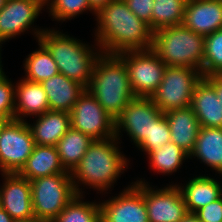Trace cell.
Listing matches in <instances>:
<instances>
[{
    "instance_id": "obj_9",
    "label": "cell",
    "mask_w": 222,
    "mask_h": 222,
    "mask_svg": "<svg viewBox=\"0 0 222 222\" xmlns=\"http://www.w3.org/2000/svg\"><path fill=\"white\" fill-rule=\"evenodd\" d=\"M35 142L26 119L9 120L0 133V170L18 173L32 154Z\"/></svg>"
},
{
    "instance_id": "obj_22",
    "label": "cell",
    "mask_w": 222,
    "mask_h": 222,
    "mask_svg": "<svg viewBox=\"0 0 222 222\" xmlns=\"http://www.w3.org/2000/svg\"><path fill=\"white\" fill-rule=\"evenodd\" d=\"M59 173H70L61 163L56 146L35 145L18 174L29 181Z\"/></svg>"
},
{
    "instance_id": "obj_41",
    "label": "cell",
    "mask_w": 222,
    "mask_h": 222,
    "mask_svg": "<svg viewBox=\"0 0 222 222\" xmlns=\"http://www.w3.org/2000/svg\"><path fill=\"white\" fill-rule=\"evenodd\" d=\"M9 120L6 119H0V133L4 127V125L8 122Z\"/></svg>"
},
{
    "instance_id": "obj_7",
    "label": "cell",
    "mask_w": 222,
    "mask_h": 222,
    "mask_svg": "<svg viewBox=\"0 0 222 222\" xmlns=\"http://www.w3.org/2000/svg\"><path fill=\"white\" fill-rule=\"evenodd\" d=\"M202 78L199 70L166 66L163 79L151 99L163 113L188 108L194 89Z\"/></svg>"
},
{
    "instance_id": "obj_11",
    "label": "cell",
    "mask_w": 222,
    "mask_h": 222,
    "mask_svg": "<svg viewBox=\"0 0 222 222\" xmlns=\"http://www.w3.org/2000/svg\"><path fill=\"white\" fill-rule=\"evenodd\" d=\"M163 114L151 98L135 97L115 120V137L120 140V133L125 131L138 147L150 135L153 123Z\"/></svg>"
},
{
    "instance_id": "obj_25",
    "label": "cell",
    "mask_w": 222,
    "mask_h": 222,
    "mask_svg": "<svg viewBox=\"0 0 222 222\" xmlns=\"http://www.w3.org/2000/svg\"><path fill=\"white\" fill-rule=\"evenodd\" d=\"M94 140L81 131L70 128L56 145L64 168L71 172Z\"/></svg>"
},
{
    "instance_id": "obj_40",
    "label": "cell",
    "mask_w": 222,
    "mask_h": 222,
    "mask_svg": "<svg viewBox=\"0 0 222 222\" xmlns=\"http://www.w3.org/2000/svg\"><path fill=\"white\" fill-rule=\"evenodd\" d=\"M1 47L2 46H0V50H1ZM1 63H2V60H1V51H0V77L5 74L4 71H3V68H2L3 65Z\"/></svg>"
},
{
    "instance_id": "obj_39",
    "label": "cell",
    "mask_w": 222,
    "mask_h": 222,
    "mask_svg": "<svg viewBox=\"0 0 222 222\" xmlns=\"http://www.w3.org/2000/svg\"><path fill=\"white\" fill-rule=\"evenodd\" d=\"M0 222H16V221L0 206Z\"/></svg>"
},
{
    "instance_id": "obj_30",
    "label": "cell",
    "mask_w": 222,
    "mask_h": 222,
    "mask_svg": "<svg viewBox=\"0 0 222 222\" xmlns=\"http://www.w3.org/2000/svg\"><path fill=\"white\" fill-rule=\"evenodd\" d=\"M222 74V30L205 37L202 76Z\"/></svg>"
},
{
    "instance_id": "obj_26",
    "label": "cell",
    "mask_w": 222,
    "mask_h": 222,
    "mask_svg": "<svg viewBox=\"0 0 222 222\" xmlns=\"http://www.w3.org/2000/svg\"><path fill=\"white\" fill-rule=\"evenodd\" d=\"M147 157L152 170L172 174L181 167L183 160L190 158V154L171 141L151 151Z\"/></svg>"
},
{
    "instance_id": "obj_15",
    "label": "cell",
    "mask_w": 222,
    "mask_h": 222,
    "mask_svg": "<svg viewBox=\"0 0 222 222\" xmlns=\"http://www.w3.org/2000/svg\"><path fill=\"white\" fill-rule=\"evenodd\" d=\"M0 206L17 222L34 219L30 181L18 173H2Z\"/></svg>"
},
{
    "instance_id": "obj_18",
    "label": "cell",
    "mask_w": 222,
    "mask_h": 222,
    "mask_svg": "<svg viewBox=\"0 0 222 222\" xmlns=\"http://www.w3.org/2000/svg\"><path fill=\"white\" fill-rule=\"evenodd\" d=\"M51 111L70 112L87 89L82 84L57 74L41 82Z\"/></svg>"
},
{
    "instance_id": "obj_28",
    "label": "cell",
    "mask_w": 222,
    "mask_h": 222,
    "mask_svg": "<svg viewBox=\"0 0 222 222\" xmlns=\"http://www.w3.org/2000/svg\"><path fill=\"white\" fill-rule=\"evenodd\" d=\"M187 0H154L151 23L153 32L169 27L181 25Z\"/></svg>"
},
{
    "instance_id": "obj_1",
    "label": "cell",
    "mask_w": 222,
    "mask_h": 222,
    "mask_svg": "<svg viewBox=\"0 0 222 222\" xmlns=\"http://www.w3.org/2000/svg\"><path fill=\"white\" fill-rule=\"evenodd\" d=\"M94 39L102 53L119 54L152 48L153 31L124 0H112L96 13Z\"/></svg>"
},
{
    "instance_id": "obj_19",
    "label": "cell",
    "mask_w": 222,
    "mask_h": 222,
    "mask_svg": "<svg viewBox=\"0 0 222 222\" xmlns=\"http://www.w3.org/2000/svg\"><path fill=\"white\" fill-rule=\"evenodd\" d=\"M164 115L170 128L171 141L190 154L201 128L194 111L188 107L170 110Z\"/></svg>"
},
{
    "instance_id": "obj_33",
    "label": "cell",
    "mask_w": 222,
    "mask_h": 222,
    "mask_svg": "<svg viewBox=\"0 0 222 222\" xmlns=\"http://www.w3.org/2000/svg\"><path fill=\"white\" fill-rule=\"evenodd\" d=\"M0 119H15V86L5 74L0 77Z\"/></svg>"
},
{
    "instance_id": "obj_38",
    "label": "cell",
    "mask_w": 222,
    "mask_h": 222,
    "mask_svg": "<svg viewBox=\"0 0 222 222\" xmlns=\"http://www.w3.org/2000/svg\"><path fill=\"white\" fill-rule=\"evenodd\" d=\"M179 222H201L197 215L192 212H188Z\"/></svg>"
},
{
    "instance_id": "obj_10",
    "label": "cell",
    "mask_w": 222,
    "mask_h": 222,
    "mask_svg": "<svg viewBox=\"0 0 222 222\" xmlns=\"http://www.w3.org/2000/svg\"><path fill=\"white\" fill-rule=\"evenodd\" d=\"M69 114L71 128L81 131L93 140L115 137V120L88 89L80 96Z\"/></svg>"
},
{
    "instance_id": "obj_3",
    "label": "cell",
    "mask_w": 222,
    "mask_h": 222,
    "mask_svg": "<svg viewBox=\"0 0 222 222\" xmlns=\"http://www.w3.org/2000/svg\"><path fill=\"white\" fill-rule=\"evenodd\" d=\"M33 34L51 54L60 74L86 88L90 86L94 66L102 53L99 47L95 50L94 46L54 29L35 28Z\"/></svg>"
},
{
    "instance_id": "obj_13",
    "label": "cell",
    "mask_w": 222,
    "mask_h": 222,
    "mask_svg": "<svg viewBox=\"0 0 222 222\" xmlns=\"http://www.w3.org/2000/svg\"><path fill=\"white\" fill-rule=\"evenodd\" d=\"M101 216L107 222H149L143 197V182H134L118 196L99 203Z\"/></svg>"
},
{
    "instance_id": "obj_23",
    "label": "cell",
    "mask_w": 222,
    "mask_h": 222,
    "mask_svg": "<svg viewBox=\"0 0 222 222\" xmlns=\"http://www.w3.org/2000/svg\"><path fill=\"white\" fill-rule=\"evenodd\" d=\"M188 212L195 213L205 205L222 196V186L209 176H197L189 179L184 186H179Z\"/></svg>"
},
{
    "instance_id": "obj_34",
    "label": "cell",
    "mask_w": 222,
    "mask_h": 222,
    "mask_svg": "<svg viewBox=\"0 0 222 222\" xmlns=\"http://www.w3.org/2000/svg\"><path fill=\"white\" fill-rule=\"evenodd\" d=\"M201 222H222V196L195 212Z\"/></svg>"
},
{
    "instance_id": "obj_44",
    "label": "cell",
    "mask_w": 222,
    "mask_h": 222,
    "mask_svg": "<svg viewBox=\"0 0 222 222\" xmlns=\"http://www.w3.org/2000/svg\"><path fill=\"white\" fill-rule=\"evenodd\" d=\"M98 222H107L102 216H100Z\"/></svg>"
},
{
    "instance_id": "obj_16",
    "label": "cell",
    "mask_w": 222,
    "mask_h": 222,
    "mask_svg": "<svg viewBox=\"0 0 222 222\" xmlns=\"http://www.w3.org/2000/svg\"><path fill=\"white\" fill-rule=\"evenodd\" d=\"M182 25L205 37L222 30V0H187Z\"/></svg>"
},
{
    "instance_id": "obj_12",
    "label": "cell",
    "mask_w": 222,
    "mask_h": 222,
    "mask_svg": "<svg viewBox=\"0 0 222 222\" xmlns=\"http://www.w3.org/2000/svg\"><path fill=\"white\" fill-rule=\"evenodd\" d=\"M137 182H143L149 222H179L188 213L178 184L154 189L141 179Z\"/></svg>"
},
{
    "instance_id": "obj_31",
    "label": "cell",
    "mask_w": 222,
    "mask_h": 222,
    "mask_svg": "<svg viewBox=\"0 0 222 222\" xmlns=\"http://www.w3.org/2000/svg\"><path fill=\"white\" fill-rule=\"evenodd\" d=\"M45 2L49 10L48 12L52 16L51 18L59 22L71 20L86 10L96 15V12L91 8L88 0H46Z\"/></svg>"
},
{
    "instance_id": "obj_42",
    "label": "cell",
    "mask_w": 222,
    "mask_h": 222,
    "mask_svg": "<svg viewBox=\"0 0 222 222\" xmlns=\"http://www.w3.org/2000/svg\"><path fill=\"white\" fill-rule=\"evenodd\" d=\"M17 222H48V221L39 220V219H37V218H34V219L28 220V221H17Z\"/></svg>"
},
{
    "instance_id": "obj_5",
    "label": "cell",
    "mask_w": 222,
    "mask_h": 222,
    "mask_svg": "<svg viewBox=\"0 0 222 222\" xmlns=\"http://www.w3.org/2000/svg\"><path fill=\"white\" fill-rule=\"evenodd\" d=\"M205 36L176 25L153 32L152 50L166 64L199 70L202 73Z\"/></svg>"
},
{
    "instance_id": "obj_6",
    "label": "cell",
    "mask_w": 222,
    "mask_h": 222,
    "mask_svg": "<svg viewBox=\"0 0 222 222\" xmlns=\"http://www.w3.org/2000/svg\"><path fill=\"white\" fill-rule=\"evenodd\" d=\"M34 217L52 222L77 195L70 173L30 181Z\"/></svg>"
},
{
    "instance_id": "obj_36",
    "label": "cell",
    "mask_w": 222,
    "mask_h": 222,
    "mask_svg": "<svg viewBox=\"0 0 222 222\" xmlns=\"http://www.w3.org/2000/svg\"><path fill=\"white\" fill-rule=\"evenodd\" d=\"M204 78L215 88L217 98L222 104V74H212Z\"/></svg>"
},
{
    "instance_id": "obj_21",
    "label": "cell",
    "mask_w": 222,
    "mask_h": 222,
    "mask_svg": "<svg viewBox=\"0 0 222 222\" xmlns=\"http://www.w3.org/2000/svg\"><path fill=\"white\" fill-rule=\"evenodd\" d=\"M49 103L41 83L21 79L15 84V119L42 115L49 111ZM23 115V117H22Z\"/></svg>"
},
{
    "instance_id": "obj_24",
    "label": "cell",
    "mask_w": 222,
    "mask_h": 222,
    "mask_svg": "<svg viewBox=\"0 0 222 222\" xmlns=\"http://www.w3.org/2000/svg\"><path fill=\"white\" fill-rule=\"evenodd\" d=\"M192 157L222 176V128L201 127L189 159Z\"/></svg>"
},
{
    "instance_id": "obj_35",
    "label": "cell",
    "mask_w": 222,
    "mask_h": 222,
    "mask_svg": "<svg viewBox=\"0 0 222 222\" xmlns=\"http://www.w3.org/2000/svg\"><path fill=\"white\" fill-rule=\"evenodd\" d=\"M129 9L147 24L151 23L154 0H124Z\"/></svg>"
},
{
    "instance_id": "obj_17",
    "label": "cell",
    "mask_w": 222,
    "mask_h": 222,
    "mask_svg": "<svg viewBox=\"0 0 222 222\" xmlns=\"http://www.w3.org/2000/svg\"><path fill=\"white\" fill-rule=\"evenodd\" d=\"M190 107L201 127L222 128V104L215 88L204 77L194 89Z\"/></svg>"
},
{
    "instance_id": "obj_8",
    "label": "cell",
    "mask_w": 222,
    "mask_h": 222,
    "mask_svg": "<svg viewBox=\"0 0 222 222\" xmlns=\"http://www.w3.org/2000/svg\"><path fill=\"white\" fill-rule=\"evenodd\" d=\"M118 55L126 65L135 97L151 98L163 79L166 64L152 49L126 51Z\"/></svg>"
},
{
    "instance_id": "obj_43",
    "label": "cell",
    "mask_w": 222,
    "mask_h": 222,
    "mask_svg": "<svg viewBox=\"0 0 222 222\" xmlns=\"http://www.w3.org/2000/svg\"><path fill=\"white\" fill-rule=\"evenodd\" d=\"M6 0H0V10L3 7V5L5 4Z\"/></svg>"
},
{
    "instance_id": "obj_14",
    "label": "cell",
    "mask_w": 222,
    "mask_h": 222,
    "mask_svg": "<svg viewBox=\"0 0 222 222\" xmlns=\"http://www.w3.org/2000/svg\"><path fill=\"white\" fill-rule=\"evenodd\" d=\"M44 0H6L0 10V46L34 25L44 10Z\"/></svg>"
},
{
    "instance_id": "obj_2",
    "label": "cell",
    "mask_w": 222,
    "mask_h": 222,
    "mask_svg": "<svg viewBox=\"0 0 222 222\" xmlns=\"http://www.w3.org/2000/svg\"><path fill=\"white\" fill-rule=\"evenodd\" d=\"M118 139L94 140L83 158L70 172L77 195H83L80 185L90 186L101 192L107 191L113 186L125 167H128V159L118 148ZM80 184V185H78Z\"/></svg>"
},
{
    "instance_id": "obj_37",
    "label": "cell",
    "mask_w": 222,
    "mask_h": 222,
    "mask_svg": "<svg viewBox=\"0 0 222 222\" xmlns=\"http://www.w3.org/2000/svg\"><path fill=\"white\" fill-rule=\"evenodd\" d=\"M112 0H88L91 8L97 13L102 7H105Z\"/></svg>"
},
{
    "instance_id": "obj_32",
    "label": "cell",
    "mask_w": 222,
    "mask_h": 222,
    "mask_svg": "<svg viewBox=\"0 0 222 222\" xmlns=\"http://www.w3.org/2000/svg\"><path fill=\"white\" fill-rule=\"evenodd\" d=\"M170 128L165 115L163 114L159 119H157L153 125L149 136L144 139V141L138 146L143 152L147 154L156 148L171 142Z\"/></svg>"
},
{
    "instance_id": "obj_4",
    "label": "cell",
    "mask_w": 222,
    "mask_h": 222,
    "mask_svg": "<svg viewBox=\"0 0 222 222\" xmlns=\"http://www.w3.org/2000/svg\"><path fill=\"white\" fill-rule=\"evenodd\" d=\"M87 89L114 120L135 98L126 65L118 54L101 53Z\"/></svg>"
},
{
    "instance_id": "obj_29",
    "label": "cell",
    "mask_w": 222,
    "mask_h": 222,
    "mask_svg": "<svg viewBox=\"0 0 222 222\" xmlns=\"http://www.w3.org/2000/svg\"><path fill=\"white\" fill-rule=\"evenodd\" d=\"M82 199V195H76L52 222H98L101 216L99 202Z\"/></svg>"
},
{
    "instance_id": "obj_20",
    "label": "cell",
    "mask_w": 222,
    "mask_h": 222,
    "mask_svg": "<svg viewBox=\"0 0 222 222\" xmlns=\"http://www.w3.org/2000/svg\"><path fill=\"white\" fill-rule=\"evenodd\" d=\"M35 117L33 125L27 122L35 145L56 146L71 128L69 112L49 110Z\"/></svg>"
},
{
    "instance_id": "obj_27",
    "label": "cell",
    "mask_w": 222,
    "mask_h": 222,
    "mask_svg": "<svg viewBox=\"0 0 222 222\" xmlns=\"http://www.w3.org/2000/svg\"><path fill=\"white\" fill-rule=\"evenodd\" d=\"M39 48L24 61L25 77L28 81L41 83L59 74V69L48 50L38 42Z\"/></svg>"
}]
</instances>
